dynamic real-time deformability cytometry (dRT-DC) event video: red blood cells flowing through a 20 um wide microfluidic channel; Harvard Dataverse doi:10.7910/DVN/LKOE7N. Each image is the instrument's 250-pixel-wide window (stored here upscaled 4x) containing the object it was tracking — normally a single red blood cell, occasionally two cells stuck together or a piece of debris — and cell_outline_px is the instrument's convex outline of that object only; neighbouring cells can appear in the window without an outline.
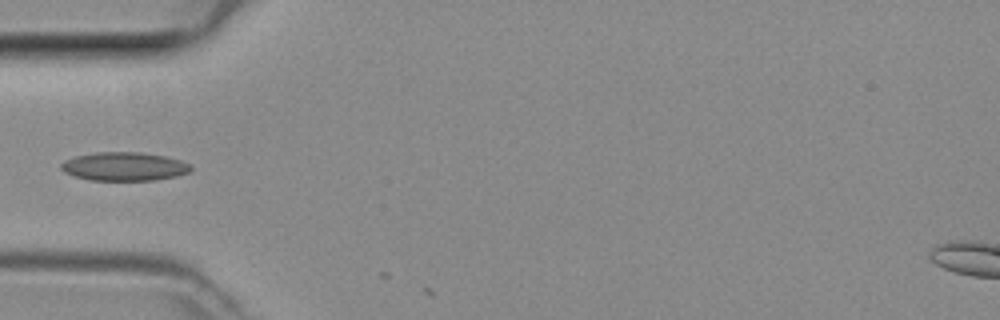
{"species": "common noctule bat (a hibernating species)", "species_latin": "Nyctalus noctula", "temperature_condition": "room temperature", "stored_images_in_passage": 2, "camera_frame_rate_fps": 3000, "um_per_image_px": 0.085, "animal": {"sex": "female", "body_mass_g": 29.2, "forearm_length_mm": 56.3}, "frame": {"image": 1, "passage_image": 1, "time_ms": 0.0, "image_size_px": [1000, 320], "cell_outline_px": [[192, 168], [188, 172], [176, 176], [156, 180], [88, 180], [64, 172], [60, 168], [60, 164], [64, 160], [76, 156], [96, 152], [140, 152], [164, 156], [180, 160], [188, 164]], "centroid_in_image_um": [10.53, 14.15], "position_along_channel_um": 74.5, "area_um2": 21.5}}